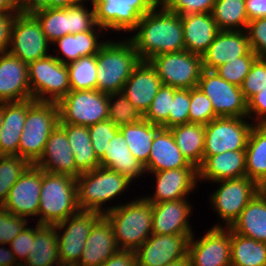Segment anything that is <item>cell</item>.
<instances>
[{"label":"cell","mask_w":266,"mask_h":266,"mask_svg":"<svg viewBox=\"0 0 266 266\" xmlns=\"http://www.w3.org/2000/svg\"><path fill=\"white\" fill-rule=\"evenodd\" d=\"M128 39L141 61L154 56L185 50L181 16L157 3L139 20Z\"/></svg>","instance_id":"1"},{"label":"cell","mask_w":266,"mask_h":266,"mask_svg":"<svg viewBox=\"0 0 266 266\" xmlns=\"http://www.w3.org/2000/svg\"><path fill=\"white\" fill-rule=\"evenodd\" d=\"M128 201L111 203L104 216L111 223L119 250L136 251L152 234V203L143 196Z\"/></svg>","instance_id":"2"},{"label":"cell","mask_w":266,"mask_h":266,"mask_svg":"<svg viewBox=\"0 0 266 266\" xmlns=\"http://www.w3.org/2000/svg\"><path fill=\"white\" fill-rule=\"evenodd\" d=\"M108 39L96 54V90L110 94L122 92L123 86L141 61L128 38Z\"/></svg>","instance_id":"3"},{"label":"cell","mask_w":266,"mask_h":266,"mask_svg":"<svg viewBox=\"0 0 266 266\" xmlns=\"http://www.w3.org/2000/svg\"><path fill=\"white\" fill-rule=\"evenodd\" d=\"M76 182L80 210L99 212L103 215L108 212L106 203L120 199L117 196H123L133 183L123 174L101 166L81 173Z\"/></svg>","instance_id":"4"},{"label":"cell","mask_w":266,"mask_h":266,"mask_svg":"<svg viewBox=\"0 0 266 266\" xmlns=\"http://www.w3.org/2000/svg\"><path fill=\"white\" fill-rule=\"evenodd\" d=\"M79 211L76 178L42 170L38 223L55 225Z\"/></svg>","instance_id":"5"},{"label":"cell","mask_w":266,"mask_h":266,"mask_svg":"<svg viewBox=\"0 0 266 266\" xmlns=\"http://www.w3.org/2000/svg\"><path fill=\"white\" fill-rule=\"evenodd\" d=\"M59 124L56 102L28 99L27 117L18 146V156L35 164L42 156L45 144Z\"/></svg>","instance_id":"6"},{"label":"cell","mask_w":266,"mask_h":266,"mask_svg":"<svg viewBox=\"0 0 266 266\" xmlns=\"http://www.w3.org/2000/svg\"><path fill=\"white\" fill-rule=\"evenodd\" d=\"M218 187L209 195V208L217 213L219 220L213 227L230 228L253 197L260 192V186L247 176L213 182Z\"/></svg>","instance_id":"7"},{"label":"cell","mask_w":266,"mask_h":266,"mask_svg":"<svg viewBox=\"0 0 266 266\" xmlns=\"http://www.w3.org/2000/svg\"><path fill=\"white\" fill-rule=\"evenodd\" d=\"M28 80L35 101L57 103L71 90L67 64L52 54L28 64Z\"/></svg>","instance_id":"8"},{"label":"cell","mask_w":266,"mask_h":266,"mask_svg":"<svg viewBox=\"0 0 266 266\" xmlns=\"http://www.w3.org/2000/svg\"><path fill=\"white\" fill-rule=\"evenodd\" d=\"M59 124L89 127L108 120V94L94 90H70L57 102Z\"/></svg>","instance_id":"9"},{"label":"cell","mask_w":266,"mask_h":266,"mask_svg":"<svg viewBox=\"0 0 266 266\" xmlns=\"http://www.w3.org/2000/svg\"><path fill=\"white\" fill-rule=\"evenodd\" d=\"M95 20L106 32L129 34L158 2L156 0H91Z\"/></svg>","instance_id":"10"},{"label":"cell","mask_w":266,"mask_h":266,"mask_svg":"<svg viewBox=\"0 0 266 266\" xmlns=\"http://www.w3.org/2000/svg\"><path fill=\"white\" fill-rule=\"evenodd\" d=\"M162 85L191 89L198 86L203 70L202 56L183 50L163 53L148 60Z\"/></svg>","instance_id":"11"},{"label":"cell","mask_w":266,"mask_h":266,"mask_svg":"<svg viewBox=\"0 0 266 266\" xmlns=\"http://www.w3.org/2000/svg\"><path fill=\"white\" fill-rule=\"evenodd\" d=\"M254 123L248 117H217L205 125L203 161L226 151L245 150Z\"/></svg>","instance_id":"12"},{"label":"cell","mask_w":266,"mask_h":266,"mask_svg":"<svg viewBox=\"0 0 266 266\" xmlns=\"http://www.w3.org/2000/svg\"><path fill=\"white\" fill-rule=\"evenodd\" d=\"M103 216L99 212L80 210L55 224L59 259L62 265L76 266L80 260L85 242L94 224Z\"/></svg>","instance_id":"13"},{"label":"cell","mask_w":266,"mask_h":266,"mask_svg":"<svg viewBox=\"0 0 266 266\" xmlns=\"http://www.w3.org/2000/svg\"><path fill=\"white\" fill-rule=\"evenodd\" d=\"M50 44L32 14H15L8 52L29 64L51 55Z\"/></svg>","instance_id":"14"},{"label":"cell","mask_w":266,"mask_h":266,"mask_svg":"<svg viewBox=\"0 0 266 266\" xmlns=\"http://www.w3.org/2000/svg\"><path fill=\"white\" fill-rule=\"evenodd\" d=\"M198 87L209 97L217 117H248L247 100L241 88L203 69Z\"/></svg>","instance_id":"15"},{"label":"cell","mask_w":266,"mask_h":266,"mask_svg":"<svg viewBox=\"0 0 266 266\" xmlns=\"http://www.w3.org/2000/svg\"><path fill=\"white\" fill-rule=\"evenodd\" d=\"M188 243L189 266H231V229L212 227Z\"/></svg>","instance_id":"16"},{"label":"cell","mask_w":266,"mask_h":266,"mask_svg":"<svg viewBox=\"0 0 266 266\" xmlns=\"http://www.w3.org/2000/svg\"><path fill=\"white\" fill-rule=\"evenodd\" d=\"M193 234H151L135 251L136 266H164L188 258V243Z\"/></svg>","instance_id":"17"},{"label":"cell","mask_w":266,"mask_h":266,"mask_svg":"<svg viewBox=\"0 0 266 266\" xmlns=\"http://www.w3.org/2000/svg\"><path fill=\"white\" fill-rule=\"evenodd\" d=\"M42 185V170L31 164L11 187L3 209L38 223V208L40 189Z\"/></svg>","instance_id":"18"},{"label":"cell","mask_w":266,"mask_h":266,"mask_svg":"<svg viewBox=\"0 0 266 266\" xmlns=\"http://www.w3.org/2000/svg\"><path fill=\"white\" fill-rule=\"evenodd\" d=\"M150 174L155 178L154 193L142 196L151 203L188 198L199 184L197 168L171 169Z\"/></svg>","instance_id":"19"},{"label":"cell","mask_w":266,"mask_h":266,"mask_svg":"<svg viewBox=\"0 0 266 266\" xmlns=\"http://www.w3.org/2000/svg\"><path fill=\"white\" fill-rule=\"evenodd\" d=\"M190 198L152 203V233L155 235L194 234L189 220L193 211Z\"/></svg>","instance_id":"20"},{"label":"cell","mask_w":266,"mask_h":266,"mask_svg":"<svg viewBox=\"0 0 266 266\" xmlns=\"http://www.w3.org/2000/svg\"><path fill=\"white\" fill-rule=\"evenodd\" d=\"M28 64L10 52H0V103L31 99Z\"/></svg>","instance_id":"21"},{"label":"cell","mask_w":266,"mask_h":266,"mask_svg":"<svg viewBox=\"0 0 266 266\" xmlns=\"http://www.w3.org/2000/svg\"><path fill=\"white\" fill-rule=\"evenodd\" d=\"M74 158L66 131L58 124L50 134L42 156L35 165L48 173L67 174L77 178L81 172L76 168Z\"/></svg>","instance_id":"22"},{"label":"cell","mask_w":266,"mask_h":266,"mask_svg":"<svg viewBox=\"0 0 266 266\" xmlns=\"http://www.w3.org/2000/svg\"><path fill=\"white\" fill-rule=\"evenodd\" d=\"M250 50L246 30H220L202 55L203 69L217 67L244 56Z\"/></svg>","instance_id":"23"},{"label":"cell","mask_w":266,"mask_h":266,"mask_svg":"<svg viewBox=\"0 0 266 266\" xmlns=\"http://www.w3.org/2000/svg\"><path fill=\"white\" fill-rule=\"evenodd\" d=\"M161 86V79L150 63L140 61L124 84L122 93L144 115Z\"/></svg>","instance_id":"24"},{"label":"cell","mask_w":266,"mask_h":266,"mask_svg":"<svg viewBox=\"0 0 266 266\" xmlns=\"http://www.w3.org/2000/svg\"><path fill=\"white\" fill-rule=\"evenodd\" d=\"M105 31L104 28L97 25L90 31L67 34L52 43L55 47L54 49L57 51V54L56 52L54 54L55 50L53 49L52 55L63 64L76 61L81 57L96 55L102 45L107 41V37L103 38L104 35H107Z\"/></svg>","instance_id":"25"},{"label":"cell","mask_w":266,"mask_h":266,"mask_svg":"<svg viewBox=\"0 0 266 266\" xmlns=\"http://www.w3.org/2000/svg\"><path fill=\"white\" fill-rule=\"evenodd\" d=\"M118 250L111 223L103 215L94 224L76 266H101Z\"/></svg>","instance_id":"26"},{"label":"cell","mask_w":266,"mask_h":266,"mask_svg":"<svg viewBox=\"0 0 266 266\" xmlns=\"http://www.w3.org/2000/svg\"><path fill=\"white\" fill-rule=\"evenodd\" d=\"M246 176L245 150L226 151L208 156L198 168V183L218 182ZM202 181V182H201Z\"/></svg>","instance_id":"27"},{"label":"cell","mask_w":266,"mask_h":266,"mask_svg":"<svg viewBox=\"0 0 266 266\" xmlns=\"http://www.w3.org/2000/svg\"><path fill=\"white\" fill-rule=\"evenodd\" d=\"M144 168L146 174L150 175L153 172L196 167L181 153L170 129L162 128L152 141L148 163Z\"/></svg>","instance_id":"28"},{"label":"cell","mask_w":266,"mask_h":266,"mask_svg":"<svg viewBox=\"0 0 266 266\" xmlns=\"http://www.w3.org/2000/svg\"><path fill=\"white\" fill-rule=\"evenodd\" d=\"M185 50L203 55L220 31L212 13H195L181 16Z\"/></svg>","instance_id":"29"},{"label":"cell","mask_w":266,"mask_h":266,"mask_svg":"<svg viewBox=\"0 0 266 266\" xmlns=\"http://www.w3.org/2000/svg\"><path fill=\"white\" fill-rule=\"evenodd\" d=\"M100 166L123 174L133 183L146 175L144 165L132 155L120 131L107 144Z\"/></svg>","instance_id":"30"},{"label":"cell","mask_w":266,"mask_h":266,"mask_svg":"<svg viewBox=\"0 0 266 266\" xmlns=\"http://www.w3.org/2000/svg\"><path fill=\"white\" fill-rule=\"evenodd\" d=\"M28 100L3 102V123L0 132V155H18V146L27 117Z\"/></svg>","instance_id":"31"},{"label":"cell","mask_w":266,"mask_h":266,"mask_svg":"<svg viewBox=\"0 0 266 266\" xmlns=\"http://www.w3.org/2000/svg\"><path fill=\"white\" fill-rule=\"evenodd\" d=\"M61 265L58 239L54 225H34V241L27 260L21 266H58Z\"/></svg>","instance_id":"32"},{"label":"cell","mask_w":266,"mask_h":266,"mask_svg":"<svg viewBox=\"0 0 266 266\" xmlns=\"http://www.w3.org/2000/svg\"><path fill=\"white\" fill-rule=\"evenodd\" d=\"M230 229L247 238L266 243V197L258 192Z\"/></svg>","instance_id":"33"},{"label":"cell","mask_w":266,"mask_h":266,"mask_svg":"<svg viewBox=\"0 0 266 266\" xmlns=\"http://www.w3.org/2000/svg\"><path fill=\"white\" fill-rule=\"evenodd\" d=\"M246 153V176L259 186L266 184V124H254Z\"/></svg>","instance_id":"34"},{"label":"cell","mask_w":266,"mask_h":266,"mask_svg":"<svg viewBox=\"0 0 266 266\" xmlns=\"http://www.w3.org/2000/svg\"><path fill=\"white\" fill-rule=\"evenodd\" d=\"M162 128V125L151 124L142 118L138 123L119 126V131L132 155L145 166L148 163L152 141Z\"/></svg>","instance_id":"35"},{"label":"cell","mask_w":266,"mask_h":266,"mask_svg":"<svg viewBox=\"0 0 266 266\" xmlns=\"http://www.w3.org/2000/svg\"><path fill=\"white\" fill-rule=\"evenodd\" d=\"M170 131L186 160L198 169L203 162L205 125L189 122L172 127Z\"/></svg>","instance_id":"36"},{"label":"cell","mask_w":266,"mask_h":266,"mask_svg":"<svg viewBox=\"0 0 266 266\" xmlns=\"http://www.w3.org/2000/svg\"><path fill=\"white\" fill-rule=\"evenodd\" d=\"M65 131L70 148L75 156L76 168L81 172L92 171L100 166L90 139L88 127L72 124H59Z\"/></svg>","instance_id":"37"},{"label":"cell","mask_w":266,"mask_h":266,"mask_svg":"<svg viewBox=\"0 0 266 266\" xmlns=\"http://www.w3.org/2000/svg\"><path fill=\"white\" fill-rule=\"evenodd\" d=\"M231 266H266V243L231 230Z\"/></svg>","instance_id":"38"},{"label":"cell","mask_w":266,"mask_h":266,"mask_svg":"<svg viewBox=\"0 0 266 266\" xmlns=\"http://www.w3.org/2000/svg\"><path fill=\"white\" fill-rule=\"evenodd\" d=\"M212 16L219 30H246L249 22L245 0H216Z\"/></svg>","instance_id":"39"},{"label":"cell","mask_w":266,"mask_h":266,"mask_svg":"<svg viewBox=\"0 0 266 266\" xmlns=\"http://www.w3.org/2000/svg\"><path fill=\"white\" fill-rule=\"evenodd\" d=\"M44 32L46 39L52 44L68 34L69 7L46 8L32 14Z\"/></svg>","instance_id":"40"},{"label":"cell","mask_w":266,"mask_h":266,"mask_svg":"<svg viewBox=\"0 0 266 266\" xmlns=\"http://www.w3.org/2000/svg\"><path fill=\"white\" fill-rule=\"evenodd\" d=\"M71 90H94L97 84L96 55L81 57L67 64Z\"/></svg>","instance_id":"41"},{"label":"cell","mask_w":266,"mask_h":266,"mask_svg":"<svg viewBox=\"0 0 266 266\" xmlns=\"http://www.w3.org/2000/svg\"><path fill=\"white\" fill-rule=\"evenodd\" d=\"M30 165L18 155H0V207L5 204L11 187Z\"/></svg>","instance_id":"42"},{"label":"cell","mask_w":266,"mask_h":266,"mask_svg":"<svg viewBox=\"0 0 266 266\" xmlns=\"http://www.w3.org/2000/svg\"><path fill=\"white\" fill-rule=\"evenodd\" d=\"M143 115L120 93L108 94V119L116 126L138 123Z\"/></svg>","instance_id":"43"},{"label":"cell","mask_w":266,"mask_h":266,"mask_svg":"<svg viewBox=\"0 0 266 266\" xmlns=\"http://www.w3.org/2000/svg\"><path fill=\"white\" fill-rule=\"evenodd\" d=\"M174 99V87L162 85L154 97L143 119L151 124L162 125L169 129V111Z\"/></svg>","instance_id":"44"},{"label":"cell","mask_w":266,"mask_h":266,"mask_svg":"<svg viewBox=\"0 0 266 266\" xmlns=\"http://www.w3.org/2000/svg\"><path fill=\"white\" fill-rule=\"evenodd\" d=\"M256 59L257 55L250 49L244 56L223 64L214 71L225 81L240 87Z\"/></svg>","instance_id":"45"},{"label":"cell","mask_w":266,"mask_h":266,"mask_svg":"<svg viewBox=\"0 0 266 266\" xmlns=\"http://www.w3.org/2000/svg\"><path fill=\"white\" fill-rule=\"evenodd\" d=\"M91 8L88 7V3ZM85 4L87 6H85ZM97 26L94 7L91 0H82L80 3L69 7L68 34L93 30Z\"/></svg>","instance_id":"46"},{"label":"cell","mask_w":266,"mask_h":266,"mask_svg":"<svg viewBox=\"0 0 266 266\" xmlns=\"http://www.w3.org/2000/svg\"><path fill=\"white\" fill-rule=\"evenodd\" d=\"M217 118L212 103L197 86L190 89L189 122L207 125Z\"/></svg>","instance_id":"47"},{"label":"cell","mask_w":266,"mask_h":266,"mask_svg":"<svg viewBox=\"0 0 266 266\" xmlns=\"http://www.w3.org/2000/svg\"><path fill=\"white\" fill-rule=\"evenodd\" d=\"M93 150L99 160L104 157L107 144L119 132V127L111 120L98 122L88 127Z\"/></svg>","instance_id":"48"},{"label":"cell","mask_w":266,"mask_h":266,"mask_svg":"<svg viewBox=\"0 0 266 266\" xmlns=\"http://www.w3.org/2000/svg\"><path fill=\"white\" fill-rule=\"evenodd\" d=\"M266 87V59L257 58L251 65L249 73L240 86L248 101L252 96Z\"/></svg>","instance_id":"49"},{"label":"cell","mask_w":266,"mask_h":266,"mask_svg":"<svg viewBox=\"0 0 266 266\" xmlns=\"http://www.w3.org/2000/svg\"><path fill=\"white\" fill-rule=\"evenodd\" d=\"M30 222L0 207V245H9Z\"/></svg>","instance_id":"50"},{"label":"cell","mask_w":266,"mask_h":266,"mask_svg":"<svg viewBox=\"0 0 266 266\" xmlns=\"http://www.w3.org/2000/svg\"><path fill=\"white\" fill-rule=\"evenodd\" d=\"M190 89L174 88V99L169 111V129L189 123Z\"/></svg>","instance_id":"51"},{"label":"cell","mask_w":266,"mask_h":266,"mask_svg":"<svg viewBox=\"0 0 266 266\" xmlns=\"http://www.w3.org/2000/svg\"><path fill=\"white\" fill-rule=\"evenodd\" d=\"M216 0H161L160 4L167 10L180 16L195 13H212Z\"/></svg>","instance_id":"52"},{"label":"cell","mask_w":266,"mask_h":266,"mask_svg":"<svg viewBox=\"0 0 266 266\" xmlns=\"http://www.w3.org/2000/svg\"><path fill=\"white\" fill-rule=\"evenodd\" d=\"M250 49L259 59H266V17L251 20L246 29Z\"/></svg>","instance_id":"53"},{"label":"cell","mask_w":266,"mask_h":266,"mask_svg":"<svg viewBox=\"0 0 266 266\" xmlns=\"http://www.w3.org/2000/svg\"><path fill=\"white\" fill-rule=\"evenodd\" d=\"M32 241H34V227L27 225L9 244L20 265L27 260Z\"/></svg>","instance_id":"54"},{"label":"cell","mask_w":266,"mask_h":266,"mask_svg":"<svg viewBox=\"0 0 266 266\" xmlns=\"http://www.w3.org/2000/svg\"><path fill=\"white\" fill-rule=\"evenodd\" d=\"M247 112L254 124H266V87L247 101Z\"/></svg>","instance_id":"55"},{"label":"cell","mask_w":266,"mask_h":266,"mask_svg":"<svg viewBox=\"0 0 266 266\" xmlns=\"http://www.w3.org/2000/svg\"><path fill=\"white\" fill-rule=\"evenodd\" d=\"M15 14L18 13H0V52L8 50Z\"/></svg>","instance_id":"56"},{"label":"cell","mask_w":266,"mask_h":266,"mask_svg":"<svg viewBox=\"0 0 266 266\" xmlns=\"http://www.w3.org/2000/svg\"><path fill=\"white\" fill-rule=\"evenodd\" d=\"M101 266H136L135 251L118 250Z\"/></svg>","instance_id":"57"},{"label":"cell","mask_w":266,"mask_h":266,"mask_svg":"<svg viewBox=\"0 0 266 266\" xmlns=\"http://www.w3.org/2000/svg\"><path fill=\"white\" fill-rule=\"evenodd\" d=\"M248 20L266 17V0H245Z\"/></svg>","instance_id":"58"},{"label":"cell","mask_w":266,"mask_h":266,"mask_svg":"<svg viewBox=\"0 0 266 266\" xmlns=\"http://www.w3.org/2000/svg\"><path fill=\"white\" fill-rule=\"evenodd\" d=\"M46 8H49V0H23L18 5L20 14H33Z\"/></svg>","instance_id":"59"},{"label":"cell","mask_w":266,"mask_h":266,"mask_svg":"<svg viewBox=\"0 0 266 266\" xmlns=\"http://www.w3.org/2000/svg\"><path fill=\"white\" fill-rule=\"evenodd\" d=\"M5 246L1 244L0 247V266H21L12 250Z\"/></svg>","instance_id":"60"},{"label":"cell","mask_w":266,"mask_h":266,"mask_svg":"<svg viewBox=\"0 0 266 266\" xmlns=\"http://www.w3.org/2000/svg\"><path fill=\"white\" fill-rule=\"evenodd\" d=\"M0 13H19L18 5L13 0H0Z\"/></svg>","instance_id":"61"},{"label":"cell","mask_w":266,"mask_h":266,"mask_svg":"<svg viewBox=\"0 0 266 266\" xmlns=\"http://www.w3.org/2000/svg\"><path fill=\"white\" fill-rule=\"evenodd\" d=\"M81 1L82 0H49V8H67Z\"/></svg>","instance_id":"62"},{"label":"cell","mask_w":266,"mask_h":266,"mask_svg":"<svg viewBox=\"0 0 266 266\" xmlns=\"http://www.w3.org/2000/svg\"><path fill=\"white\" fill-rule=\"evenodd\" d=\"M164 266H189V259L188 258H182L177 261L168 263Z\"/></svg>","instance_id":"63"},{"label":"cell","mask_w":266,"mask_h":266,"mask_svg":"<svg viewBox=\"0 0 266 266\" xmlns=\"http://www.w3.org/2000/svg\"><path fill=\"white\" fill-rule=\"evenodd\" d=\"M2 123H3V102L0 103V132L2 130Z\"/></svg>","instance_id":"64"},{"label":"cell","mask_w":266,"mask_h":266,"mask_svg":"<svg viewBox=\"0 0 266 266\" xmlns=\"http://www.w3.org/2000/svg\"><path fill=\"white\" fill-rule=\"evenodd\" d=\"M260 192L266 197V184L260 186Z\"/></svg>","instance_id":"65"},{"label":"cell","mask_w":266,"mask_h":266,"mask_svg":"<svg viewBox=\"0 0 266 266\" xmlns=\"http://www.w3.org/2000/svg\"><path fill=\"white\" fill-rule=\"evenodd\" d=\"M17 5H19L23 0H13Z\"/></svg>","instance_id":"66"},{"label":"cell","mask_w":266,"mask_h":266,"mask_svg":"<svg viewBox=\"0 0 266 266\" xmlns=\"http://www.w3.org/2000/svg\"><path fill=\"white\" fill-rule=\"evenodd\" d=\"M58 266H74V265H62V264H61V265H58Z\"/></svg>","instance_id":"67"}]
</instances>
